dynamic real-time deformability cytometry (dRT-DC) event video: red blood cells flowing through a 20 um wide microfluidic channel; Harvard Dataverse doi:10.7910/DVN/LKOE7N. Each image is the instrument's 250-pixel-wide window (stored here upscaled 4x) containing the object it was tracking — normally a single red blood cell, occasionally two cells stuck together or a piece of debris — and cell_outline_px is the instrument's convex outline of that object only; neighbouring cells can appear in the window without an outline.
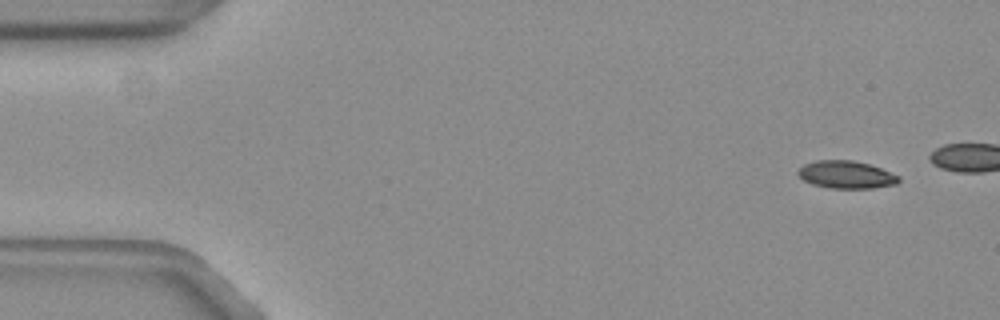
{"species": "common noctule bat (a hibernating species)", "species_latin": "Nyctalus noctula", "temperature_condition": "warm", "stored_images_in_passage": 15, "camera_frame_rate_fps": 3000, "um_per_image_px": 0.085, "animal": {"sex": "female", "body_mass_g": 19.3, "forearm_length_mm": 54.1}, "frame": {"image": 1, "passage_image": 3, "time_ms": 0.667, "image_size_px": [1000, 320], "cell_outline_px": [[900, 180], [896, 184], [872, 188], [828, 188], [812, 184], [804, 180], [796, 172], [804, 164], [816, 160], [852, 160], [868, 164], [880, 168], [900, 176]], "centroid_in_image_um": [71.92, 14.84], "position_along_channel_um": 13.1, "area_um2": 16.13}}